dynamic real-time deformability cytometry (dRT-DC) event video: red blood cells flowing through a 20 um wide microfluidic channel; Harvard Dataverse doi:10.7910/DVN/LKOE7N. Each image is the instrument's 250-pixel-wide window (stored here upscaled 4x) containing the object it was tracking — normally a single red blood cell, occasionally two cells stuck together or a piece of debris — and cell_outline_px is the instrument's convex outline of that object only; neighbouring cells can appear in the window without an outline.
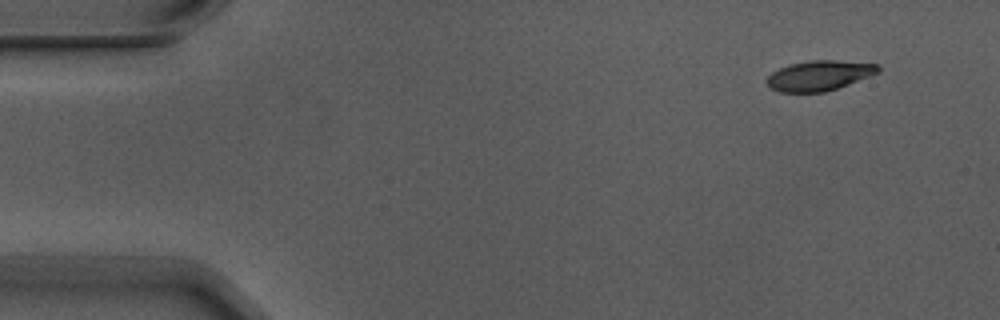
{"species": "Egyptian fruit bat (a non-hibernating species)", "species_latin": "Rousettus aegyptiacus", "temperature_condition": "warm", "stored_images_in_passage": 5, "camera_frame_rate_fps": 3000, "um_per_image_px": 0.085, "animal": {"sex": "male"}, "frame": {"image": 1, "passage_image": 1, "time_ms": 0.0, "image_size_px": [1000, 320], "cell_outline_px": [[880, 72], [848, 84], [824, 92], [780, 92], [772, 88], [764, 80], [772, 72], [788, 64], [808, 60], [836, 60], [880, 64]], "centroid_in_image_um": [69.63, 6.41], "position_along_channel_um": 15.4, "area_um2": 19.54}}
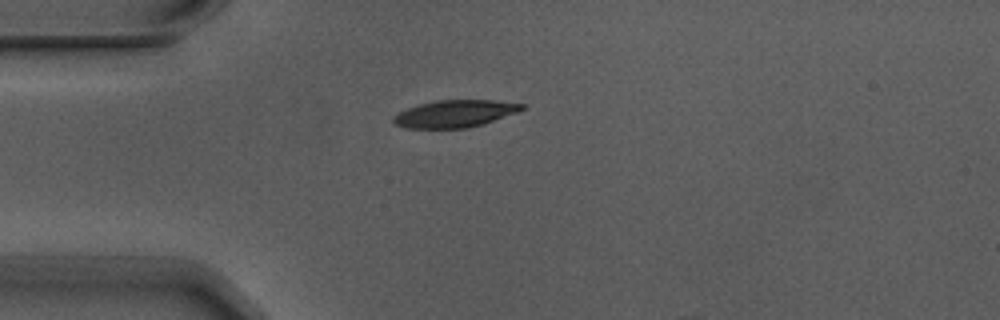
{"frame": {"image": 2, "passage_image": 4, "time_ms": 1.0, "image_size_px": [1000, 320], "cell_outline_px": [[524, 108], [516, 112], [480, 124], [464, 128], [404, 128], [396, 124], [392, 120], [392, 116], [408, 108], [420, 104], [436, 100], [492, 100], [524, 104]], "centroid_in_image_um": [38.6, 9.66], "position_along_channel_um": 46.4, "area_um2": 19.94}}